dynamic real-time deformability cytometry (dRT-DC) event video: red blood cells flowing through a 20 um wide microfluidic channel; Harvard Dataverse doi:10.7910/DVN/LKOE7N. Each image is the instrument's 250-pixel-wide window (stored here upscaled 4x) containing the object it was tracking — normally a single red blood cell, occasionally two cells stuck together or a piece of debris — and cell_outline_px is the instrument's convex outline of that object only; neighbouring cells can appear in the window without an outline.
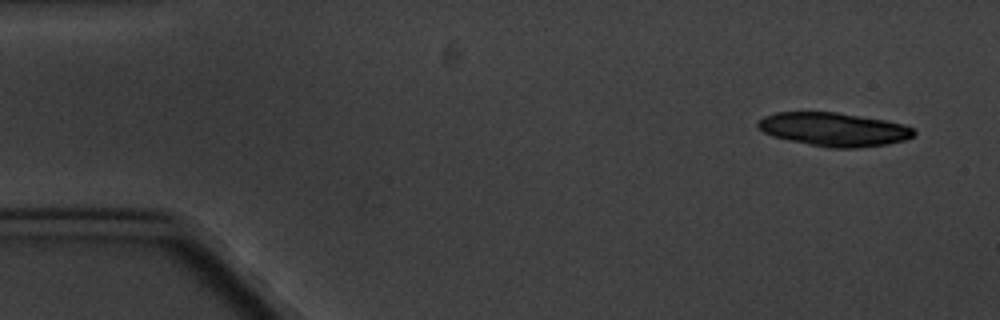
{"species": "common noctule bat (a hibernating species)", "species_latin": "Nyctalus noctula", "temperature_condition": "cold", "stored_images_in_passage": 4, "camera_frame_rate_fps": 3000, "um_per_image_px": 0.085, "animal": {"sex": "male", "body_mass_g": 20.1, "forearm_length_mm": 53.5}, "frame": {"image": 1, "passage_image": 1, "time_ms": 0.0, "image_size_px": [1000, 320], "cell_outline_px": [[916, 132], [912, 136], [904, 140], [888, 144], [856, 148], [828, 148], [788, 140], [772, 136], [764, 132], [756, 124], [764, 116], [776, 112], [836, 112], [884, 120], [904, 124], [912, 128]], "centroid_in_image_um": [70.87, 11.0], "position_along_channel_um": 14.1, "area_um2": 30.4}}